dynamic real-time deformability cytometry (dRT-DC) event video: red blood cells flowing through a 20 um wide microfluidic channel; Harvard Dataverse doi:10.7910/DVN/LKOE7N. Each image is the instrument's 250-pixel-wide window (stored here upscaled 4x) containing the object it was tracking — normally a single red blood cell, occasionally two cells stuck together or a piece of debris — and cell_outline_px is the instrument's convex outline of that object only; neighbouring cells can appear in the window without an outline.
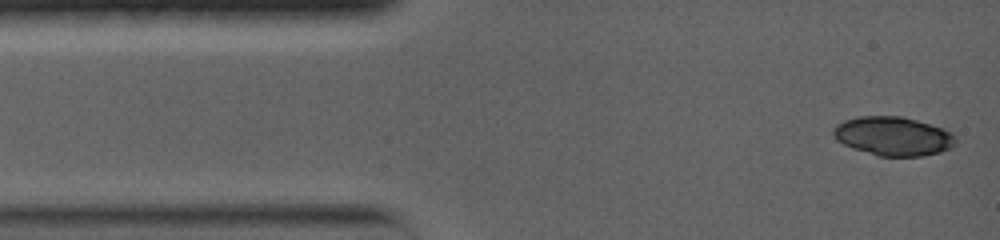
{"species": "common noctule bat (a hibernating species)", "species_latin": "Nyctalus noctula", "temperature_condition": "warm", "stored_images_in_passage": 10, "camera_frame_rate_fps": 5000, "um_per_image_px": 0.085, "animal": {"sex": "female", "body_mass_g": 19.0, "forearm_length_mm": 56.7}, "frame": {"image": 1, "passage_image": 1, "time_ms": 0.0, "image_size_px": [1000, 240], "cell_outline_px": [[956, 144], [952, 148], [940, 152], [924, 156], [880, 156], [852, 148], [836, 140], [832, 132], [832, 128], [836, 124], [844, 120], [860, 116], [904, 116], [952, 132], [956, 136]], "centroid_in_image_um": [75.92, 11.57], "position_along_channel_um": 9.1, "area_um2": 27.86}}